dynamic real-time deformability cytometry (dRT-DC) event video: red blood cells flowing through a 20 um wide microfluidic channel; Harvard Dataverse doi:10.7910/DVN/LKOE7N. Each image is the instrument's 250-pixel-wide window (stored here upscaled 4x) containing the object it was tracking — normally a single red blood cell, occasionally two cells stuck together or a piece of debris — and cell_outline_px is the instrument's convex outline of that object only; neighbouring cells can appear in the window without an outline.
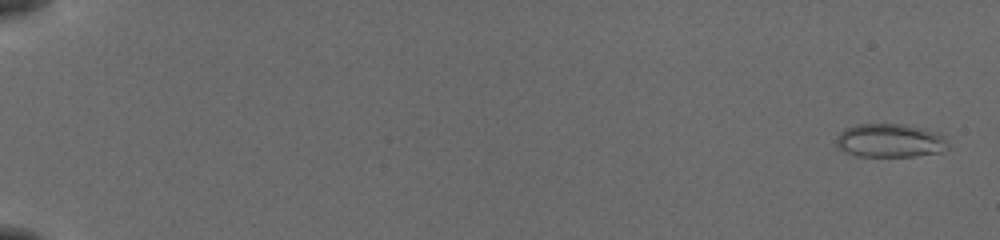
{"species": "common noctule bat (a hibernating species)", "species_latin": "Nyctalus noctula", "temperature_condition": "cold", "stored_images_in_passage": 55, "camera_frame_rate_fps": 3000, "um_per_image_px": 0.085, "animal": {"sex": "female", "body_mass_g": 19.5, "forearm_length_mm": 54.1}, "frame": {"image": 1, "passage_image": 2, "time_ms": 0.333, "image_size_px": [1000, 240], "cell_outline_px": [[948, 148], [940, 152], [916, 156], [856, 156], [844, 152], [836, 148], [836, 136], [844, 128], [856, 124], [904, 124], [924, 128], [940, 132], [944, 136], [948, 144]], "centroid_in_image_um": [75.63, 11.94], "position_along_channel_um": 9.4, "area_um2": 22.31}}
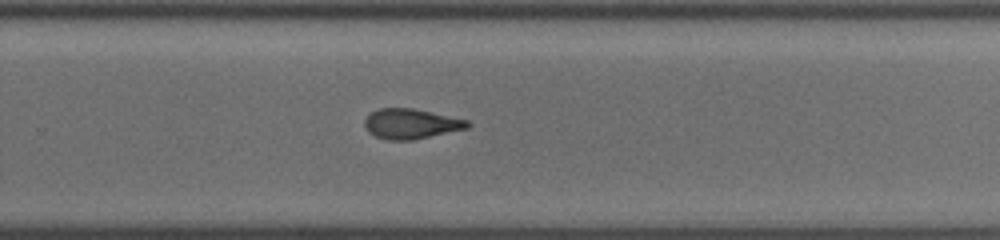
{"frame": {"image": 2, "passage_image": 39, "time_ms": 12.667, "image_size_px": [1000, 240], "cell_outline_px": [[472, 124], [468, 128], [412, 140], [388, 140], [376, 136], [368, 132], [364, 128], [364, 120], [372, 112], [380, 108], [412, 108], [468, 120]], "centroid_in_image_um": [34.92, 10.53], "position_along_channel_um": 294.9, "area_um2": 17.92}}
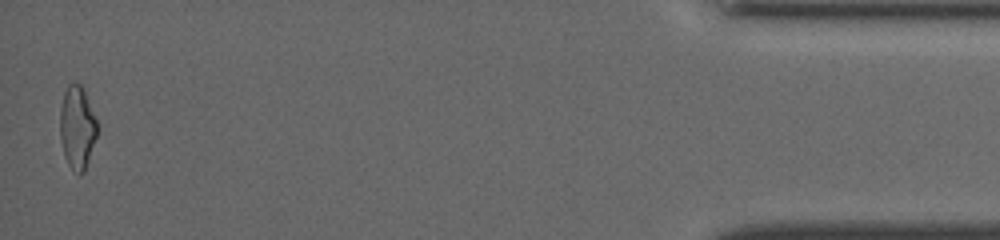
{"frame": {"image": 3, "passage_image": 55, "time_ms": 18.0, "image_size_px": [1000, 240], "cell_outline_px": [[96, 136], [84, 172], [80, 176], [68, 164], [64, 156], [60, 140], [60, 108], [64, 92], [68, 84], [72, 80], [80, 84], [84, 88], [96, 120]], "centroid_in_image_um": [6.54, 10.79], "position_along_channel_um": 428.7, "area_um2": 17.98}, "authors_computed_cell_mechanics": {"area_um2": 19.0162, "velocity_mm_per_s": 3.8882, "shape_relaxation_time_tau1_ms": 4.4675, "shape_relaxation_time_tau2_ms": 3.4517, "deformation_change_tau1": 0.1567, "deformation_change_tau2": 0.1168}}